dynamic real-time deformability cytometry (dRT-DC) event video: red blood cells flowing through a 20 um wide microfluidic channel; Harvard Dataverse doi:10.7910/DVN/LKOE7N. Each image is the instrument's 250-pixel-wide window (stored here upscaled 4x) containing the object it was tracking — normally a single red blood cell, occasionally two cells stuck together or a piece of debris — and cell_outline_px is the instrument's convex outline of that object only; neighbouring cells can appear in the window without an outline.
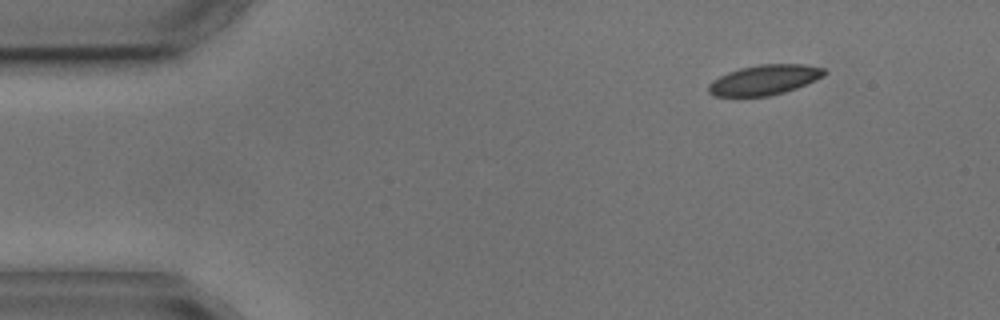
{"species": "common noctule bat (a hibernating species)", "species_latin": "Nyctalus noctula", "temperature_condition": "cold", "stored_images_in_passage": 4, "camera_frame_rate_fps": 3000, "um_per_image_px": 0.085, "animal": {"sex": "male", "body_mass_g": 17.9, "forearm_length_mm": 54.2}, "frame": {"image": 1, "passage_image": 1, "time_ms": 0.0, "image_size_px": [1000, 320], "cell_outline_px": [[828, 72], [824, 76], [816, 80], [796, 88], [784, 92], [768, 96], [716, 96], [708, 92], [708, 84], [712, 80], [728, 72], [740, 68], [760, 64], [804, 64], [824, 68]], "centroid_in_image_um": [64.99, 6.78], "position_along_channel_um": 20.0, "area_um2": 20.29}}
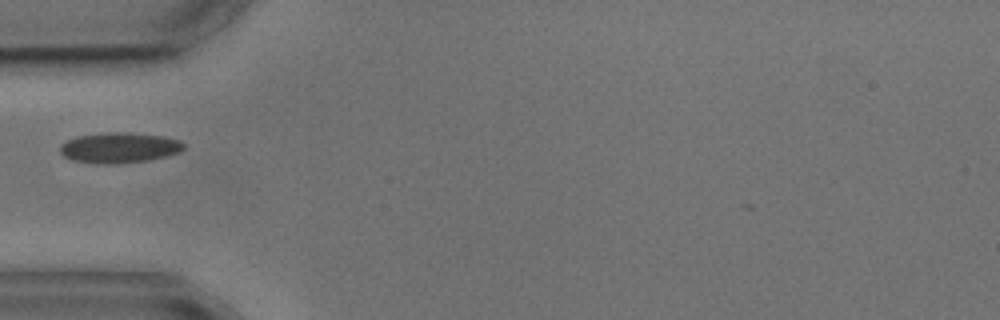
{"frame": {"image": 2, "passage_image": 4, "time_ms": 3.667, "image_size_px": [1000, 320], "cell_outline_px": [[184, 148], [180, 152], [148, 160], [120, 164], [96, 164], [72, 160], [64, 156], [60, 152], [60, 144], [76, 136], [108, 132], [124, 132], [164, 136], [180, 140], [184, 144]], "centroid_in_image_um": [10.12, 12.56], "position_along_channel_um": 74.9, "area_um2": 22.08}}